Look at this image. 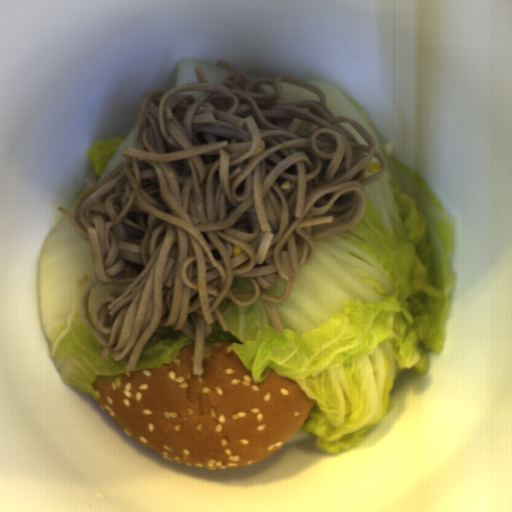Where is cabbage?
<instances>
[{"instance_id":"obj_1","label":"cabbage","mask_w":512,"mask_h":512,"mask_svg":"<svg viewBox=\"0 0 512 512\" xmlns=\"http://www.w3.org/2000/svg\"><path fill=\"white\" fill-rule=\"evenodd\" d=\"M312 82V81H308ZM334 117L364 127L383 155V176L364 187V214L353 232L318 241L299 283L267 305L231 300L205 342H229L261 383L272 372L316 400L297 429L329 453L360 445L395 406L400 372L427 374L443 352L456 284V218L420 173L388 154L364 107L332 83L312 82Z\"/></svg>"},{"instance_id":"obj_2","label":"cabbage","mask_w":512,"mask_h":512,"mask_svg":"<svg viewBox=\"0 0 512 512\" xmlns=\"http://www.w3.org/2000/svg\"><path fill=\"white\" fill-rule=\"evenodd\" d=\"M95 270L90 241L74 230L63 215L44 241L37 265L38 300L42 329L50 343L51 358L69 387L93 395L100 377L160 368L195 338L160 325L144 344L133 371L115 360L110 349L91 332L83 315L82 296ZM94 396V395H93Z\"/></svg>"},{"instance_id":"obj_3","label":"cabbage","mask_w":512,"mask_h":512,"mask_svg":"<svg viewBox=\"0 0 512 512\" xmlns=\"http://www.w3.org/2000/svg\"><path fill=\"white\" fill-rule=\"evenodd\" d=\"M135 128L126 138L115 137L96 140L86 149L85 155L97 183L103 181L124 159L123 150L133 146Z\"/></svg>"},{"instance_id":"obj_4","label":"cabbage","mask_w":512,"mask_h":512,"mask_svg":"<svg viewBox=\"0 0 512 512\" xmlns=\"http://www.w3.org/2000/svg\"><path fill=\"white\" fill-rule=\"evenodd\" d=\"M200 65L204 73L206 75L208 83L215 84L226 72L230 70H225L217 65L210 64L207 62H203L200 60H196L193 58H183L181 59L175 87L190 84V83H199L198 77L194 71L195 66Z\"/></svg>"},{"instance_id":"obj_5","label":"cabbage","mask_w":512,"mask_h":512,"mask_svg":"<svg viewBox=\"0 0 512 512\" xmlns=\"http://www.w3.org/2000/svg\"><path fill=\"white\" fill-rule=\"evenodd\" d=\"M280 86L285 103L294 101L321 102L320 97L317 95L315 91H312L300 85L281 80Z\"/></svg>"},{"instance_id":"obj_6","label":"cabbage","mask_w":512,"mask_h":512,"mask_svg":"<svg viewBox=\"0 0 512 512\" xmlns=\"http://www.w3.org/2000/svg\"><path fill=\"white\" fill-rule=\"evenodd\" d=\"M119 286L120 285L102 286L101 282L99 281L96 285L92 287L87 301V310L89 319L95 327L96 325L94 322V313L97 305L106 297H108L110 293L117 289Z\"/></svg>"},{"instance_id":"obj_7","label":"cabbage","mask_w":512,"mask_h":512,"mask_svg":"<svg viewBox=\"0 0 512 512\" xmlns=\"http://www.w3.org/2000/svg\"><path fill=\"white\" fill-rule=\"evenodd\" d=\"M255 286L248 279L241 276H234L230 286L232 292L254 291Z\"/></svg>"},{"instance_id":"obj_8","label":"cabbage","mask_w":512,"mask_h":512,"mask_svg":"<svg viewBox=\"0 0 512 512\" xmlns=\"http://www.w3.org/2000/svg\"><path fill=\"white\" fill-rule=\"evenodd\" d=\"M285 287H284V278H277L274 280L270 285L268 289V293L281 297L284 295Z\"/></svg>"},{"instance_id":"obj_9","label":"cabbage","mask_w":512,"mask_h":512,"mask_svg":"<svg viewBox=\"0 0 512 512\" xmlns=\"http://www.w3.org/2000/svg\"><path fill=\"white\" fill-rule=\"evenodd\" d=\"M346 130H348L352 136L355 138V140L357 141L358 144H361V145H364V146H368L369 147V144L367 143V141L364 139V137L361 135V133L356 130L355 128H353L351 125H349L348 123H340Z\"/></svg>"},{"instance_id":"obj_10","label":"cabbage","mask_w":512,"mask_h":512,"mask_svg":"<svg viewBox=\"0 0 512 512\" xmlns=\"http://www.w3.org/2000/svg\"><path fill=\"white\" fill-rule=\"evenodd\" d=\"M88 190H90L88 184L86 183V185L84 186V188L80 191V193L78 194V196L76 197V199L73 201V203L71 204V206L68 208V210L66 211L71 217H72V213H73V208L76 204V202L79 200V198L85 194Z\"/></svg>"},{"instance_id":"obj_11","label":"cabbage","mask_w":512,"mask_h":512,"mask_svg":"<svg viewBox=\"0 0 512 512\" xmlns=\"http://www.w3.org/2000/svg\"><path fill=\"white\" fill-rule=\"evenodd\" d=\"M262 89H264L268 94H276L275 92V88L274 86L270 85V84H260V86Z\"/></svg>"},{"instance_id":"obj_12","label":"cabbage","mask_w":512,"mask_h":512,"mask_svg":"<svg viewBox=\"0 0 512 512\" xmlns=\"http://www.w3.org/2000/svg\"><path fill=\"white\" fill-rule=\"evenodd\" d=\"M227 307V300L224 298L220 304L218 305L219 311L223 312L225 308Z\"/></svg>"}]
</instances>
